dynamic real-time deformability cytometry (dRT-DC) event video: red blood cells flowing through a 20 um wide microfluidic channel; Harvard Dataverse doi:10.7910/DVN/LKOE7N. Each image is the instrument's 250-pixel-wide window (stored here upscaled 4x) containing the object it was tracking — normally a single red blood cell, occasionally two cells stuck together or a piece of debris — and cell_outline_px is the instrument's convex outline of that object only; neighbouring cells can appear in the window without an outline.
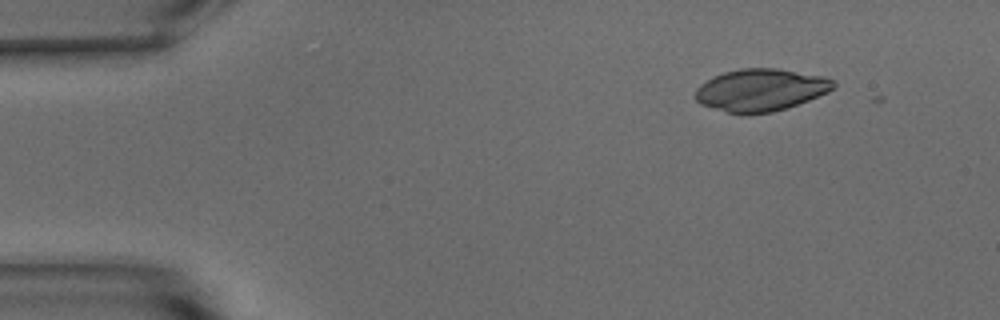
{"species": "common noctule bat (a hibernating species)", "species_latin": "Nyctalus noctula", "temperature_condition": "warm", "stored_images_in_passage": 5, "camera_frame_rate_fps": 3000, "um_per_image_px": 0.085, "animal": {"sex": "male", "body_mass_g": 15.6}, "frame": {"image": 1, "passage_image": 1, "time_ms": 0.0, "image_size_px": [1000, 320], "cell_outline_px": [[836, 84], [828, 92], [788, 108], [772, 112], [748, 116], [728, 112], [700, 104], [692, 96], [696, 88], [700, 84], [712, 76], [724, 72], [740, 68], [776, 68], [824, 76], [832, 80]], "centroid_in_image_um": [64.61, 7.66], "position_along_channel_um": 20.4, "area_um2": 34.45}}